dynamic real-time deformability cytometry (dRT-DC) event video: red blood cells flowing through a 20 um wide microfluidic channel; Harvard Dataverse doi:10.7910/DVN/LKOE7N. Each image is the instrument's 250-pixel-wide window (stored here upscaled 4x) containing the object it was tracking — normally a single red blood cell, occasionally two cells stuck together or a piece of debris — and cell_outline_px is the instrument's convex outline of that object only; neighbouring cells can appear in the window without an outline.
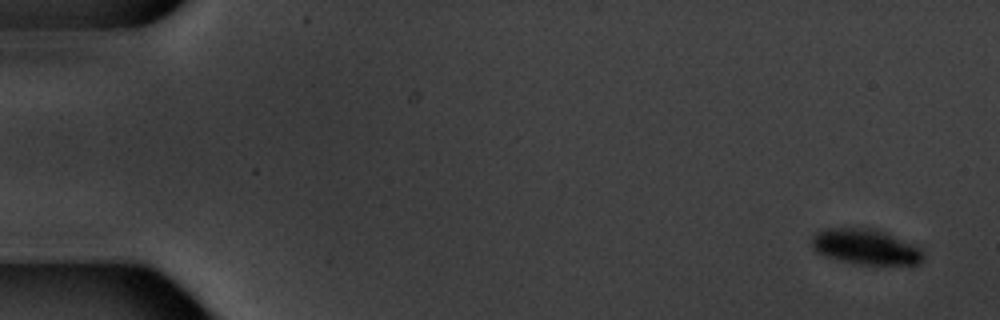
{"species": "common noctule bat (a hibernating species)", "species_latin": "Nyctalus noctula", "temperature_condition": "warm", "stored_images_in_passage": 5, "camera_frame_rate_fps": 3000, "um_per_image_px": 0.085, "animal": {"sex": "male", "body_mass_g": 20.1, "forearm_length_mm": 53.5}, "frame": {"image": 1, "passage_image": 1, "time_ms": 0.0, "image_size_px": [1000, 320], "cell_outline_px": [[924, 256], [920, 264], [852, 264], [816, 252], [812, 248], [812, 236], [816, 232], [828, 228], [876, 228], [888, 232], [920, 248], [924, 252]], "centroid_in_image_um": [73.59, 20.97], "position_along_channel_um": 11.4, "area_um2": 23.12}}
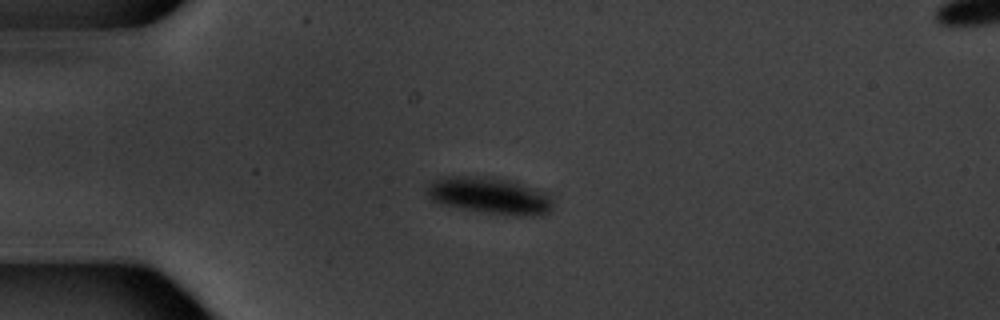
{"frame": {"image": 2, "passage_image": 4, "time_ms": 4.333, "image_size_px": [1000, 320], "cell_outline_px": [[552, 208], [548, 212], [540, 216], [516, 216], [484, 212], [460, 208], [444, 204], [432, 200], [428, 196], [428, 184], [444, 176], [492, 176], [508, 180], [548, 192], [552, 196]], "centroid_in_image_um": [41.68, 16.63], "position_along_channel_um": 43.3, "area_um2": 27.05}}